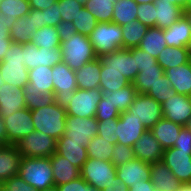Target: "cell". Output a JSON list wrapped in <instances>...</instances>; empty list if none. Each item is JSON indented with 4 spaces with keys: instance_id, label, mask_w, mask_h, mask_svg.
Masks as SVG:
<instances>
[{
    "instance_id": "6da1fadb",
    "label": "cell",
    "mask_w": 191,
    "mask_h": 191,
    "mask_svg": "<svg viewBox=\"0 0 191 191\" xmlns=\"http://www.w3.org/2000/svg\"><path fill=\"white\" fill-rule=\"evenodd\" d=\"M31 114L35 131L44 132L56 140L64 134L67 112L56 102L32 110Z\"/></svg>"
},
{
    "instance_id": "7a4b0ae2",
    "label": "cell",
    "mask_w": 191,
    "mask_h": 191,
    "mask_svg": "<svg viewBox=\"0 0 191 191\" xmlns=\"http://www.w3.org/2000/svg\"><path fill=\"white\" fill-rule=\"evenodd\" d=\"M18 175L36 190L54 186L50 157H22Z\"/></svg>"
},
{
    "instance_id": "3957f363",
    "label": "cell",
    "mask_w": 191,
    "mask_h": 191,
    "mask_svg": "<svg viewBox=\"0 0 191 191\" xmlns=\"http://www.w3.org/2000/svg\"><path fill=\"white\" fill-rule=\"evenodd\" d=\"M62 62L72 70L81 68L87 62L97 58L89 36L76 33L68 40L61 42Z\"/></svg>"
},
{
    "instance_id": "277c9868",
    "label": "cell",
    "mask_w": 191,
    "mask_h": 191,
    "mask_svg": "<svg viewBox=\"0 0 191 191\" xmlns=\"http://www.w3.org/2000/svg\"><path fill=\"white\" fill-rule=\"evenodd\" d=\"M0 75L4 82L24 88L29 83L28 69L24 65L22 44L13 43L0 62Z\"/></svg>"
},
{
    "instance_id": "5b68a950",
    "label": "cell",
    "mask_w": 191,
    "mask_h": 191,
    "mask_svg": "<svg viewBox=\"0 0 191 191\" xmlns=\"http://www.w3.org/2000/svg\"><path fill=\"white\" fill-rule=\"evenodd\" d=\"M122 27L114 22L98 23L89 35L97 57L123 48Z\"/></svg>"
},
{
    "instance_id": "8992f818",
    "label": "cell",
    "mask_w": 191,
    "mask_h": 191,
    "mask_svg": "<svg viewBox=\"0 0 191 191\" xmlns=\"http://www.w3.org/2000/svg\"><path fill=\"white\" fill-rule=\"evenodd\" d=\"M52 78L55 102L66 109L75 90L78 89L75 71L66 63L61 62L52 67Z\"/></svg>"
},
{
    "instance_id": "52a82bcc",
    "label": "cell",
    "mask_w": 191,
    "mask_h": 191,
    "mask_svg": "<svg viewBox=\"0 0 191 191\" xmlns=\"http://www.w3.org/2000/svg\"><path fill=\"white\" fill-rule=\"evenodd\" d=\"M116 171L111 162L93 158H88L80 170L83 180L100 191L110 186L116 177Z\"/></svg>"
},
{
    "instance_id": "ba28073f",
    "label": "cell",
    "mask_w": 191,
    "mask_h": 191,
    "mask_svg": "<svg viewBox=\"0 0 191 191\" xmlns=\"http://www.w3.org/2000/svg\"><path fill=\"white\" fill-rule=\"evenodd\" d=\"M57 140L44 132L33 131L26 135L16 147L22 157H50L56 152Z\"/></svg>"
},
{
    "instance_id": "9c48e42d",
    "label": "cell",
    "mask_w": 191,
    "mask_h": 191,
    "mask_svg": "<svg viewBox=\"0 0 191 191\" xmlns=\"http://www.w3.org/2000/svg\"><path fill=\"white\" fill-rule=\"evenodd\" d=\"M103 97V92L100 88L97 89H77L72 96L67 108V115L78 116L82 118H91L96 115V108Z\"/></svg>"
},
{
    "instance_id": "30bf717a",
    "label": "cell",
    "mask_w": 191,
    "mask_h": 191,
    "mask_svg": "<svg viewBox=\"0 0 191 191\" xmlns=\"http://www.w3.org/2000/svg\"><path fill=\"white\" fill-rule=\"evenodd\" d=\"M127 111L141 120L147 130L163 118L161 103L147 94L138 93Z\"/></svg>"
},
{
    "instance_id": "8fae6325",
    "label": "cell",
    "mask_w": 191,
    "mask_h": 191,
    "mask_svg": "<svg viewBox=\"0 0 191 191\" xmlns=\"http://www.w3.org/2000/svg\"><path fill=\"white\" fill-rule=\"evenodd\" d=\"M98 120L94 117L82 118L66 115L64 136L67 141H75L87 146L91 139L98 134Z\"/></svg>"
},
{
    "instance_id": "7c38bea8",
    "label": "cell",
    "mask_w": 191,
    "mask_h": 191,
    "mask_svg": "<svg viewBox=\"0 0 191 191\" xmlns=\"http://www.w3.org/2000/svg\"><path fill=\"white\" fill-rule=\"evenodd\" d=\"M180 183H191V151L164 149L161 160Z\"/></svg>"
},
{
    "instance_id": "4fadbf2b",
    "label": "cell",
    "mask_w": 191,
    "mask_h": 191,
    "mask_svg": "<svg viewBox=\"0 0 191 191\" xmlns=\"http://www.w3.org/2000/svg\"><path fill=\"white\" fill-rule=\"evenodd\" d=\"M8 142L16 145L26 135L35 131L31 110L23 108L4 118Z\"/></svg>"
},
{
    "instance_id": "5bb4252c",
    "label": "cell",
    "mask_w": 191,
    "mask_h": 191,
    "mask_svg": "<svg viewBox=\"0 0 191 191\" xmlns=\"http://www.w3.org/2000/svg\"><path fill=\"white\" fill-rule=\"evenodd\" d=\"M98 58L104 66L109 69H116L131 83L139 72L138 67H136V58L133 57L130 48H121Z\"/></svg>"
},
{
    "instance_id": "9a60e30c",
    "label": "cell",
    "mask_w": 191,
    "mask_h": 191,
    "mask_svg": "<svg viewBox=\"0 0 191 191\" xmlns=\"http://www.w3.org/2000/svg\"><path fill=\"white\" fill-rule=\"evenodd\" d=\"M146 130L141 120H138L132 113L128 111L122 112L118 117L115 133L118 137L117 143L133 147Z\"/></svg>"
},
{
    "instance_id": "2e32d148",
    "label": "cell",
    "mask_w": 191,
    "mask_h": 191,
    "mask_svg": "<svg viewBox=\"0 0 191 191\" xmlns=\"http://www.w3.org/2000/svg\"><path fill=\"white\" fill-rule=\"evenodd\" d=\"M163 118L185 126L191 117V96L176 94L162 104Z\"/></svg>"
},
{
    "instance_id": "e0dca14e",
    "label": "cell",
    "mask_w": 191,
    "mask_h": 191,
    "mask_svg": "<svg viewBox=\"0 0 191 191\" xmlns=\"http://www.w3.org/2000/svg\"><path fill=\"white\" fill-rule=\"evenodd\" d=\"M163 151L151 130H146L133 145L134 158L149 164L161 161Z\"/></svg>"
},
{
    "instance_id": "ac0fdd59",
    "label": "cell",
    "mask_w": 191,
    "mask_h": 191,
    "mask_svg": "<svg viewBox=\"0 0 191 191\" xmlns=\"http://www.w3.org/2000/svg\"><path fill=\"white\" fill-rule=\"evenodd\" d=\"M116 176L126 187L140 183L142 180H151V164L133 159L126 164L116 167Z\"/></svg>"
},
{
    "instance_id": "d6986e66",
    "label": "cell",
    "mask_w": 191,
    "mask_h": 191,
    "mask_svg": "<svg viewBox=\"0 0 191 191\" xmlns=\"http://www.w3.org/2000/svg\"><path fill=\"white\" fill-rule=\"evenodd\" d=\"M23 108H26L23 88L4 82L0 87V115L5 118Z\"/></svg>"
},
{
    "instance_id": "ffe728a7",
    "label": "cell",
    "mask_w": 191,
    "mask_h": 191,
    "mask_svg": "<svg viewBox=\"0 0 191 191\" xmlns=\"http://www.w3.org/2000/svg\"><path fill=\"white\" fill-rule=\"evenodd\" d=\"M163 31L168 47H188L191 38V22L186 14Z\"/></svg>"
},
{
    "instance_id": "44dd1931",
    "label": "cell",
    "mask_w": 191,
    "mask_h": 191,
    "mask_svg": "<svg viewBox=\"0 0 191 191\" xmlns=\"http://www.w3.org/2000/svg\"><path fill=\"white\" fill-rule=\"evenodd\" d=\"M22 156L14 144L0 146V184L19 174Z\"/></svg>"
},
{
    "instance_id": "7402d4cb",
    "label": "cell",
    "mask_w": 191,
    "mask_h": 191,
    "mask_svg": "<svg viewBox=\"0 0 191 191\" xmlns=\"http://www.w3.org/2000/svg\"><path fill=\"white\" fill-rule=\"evenodd\" d=\"M56 153L80 170L88 159L86 147L75 141H67L64 135L57 140Z\"/></svg>"
},
{
    "instance_id": "603a6c76",
    "label": "cell",
    "mask_w": 191,
    "mask_h": 191,
    "mask_svg": "<svg viewBox=\"0 0 191 191\" xmlns=\"http://www.w3.org/2000/svg\"><path fill=\"white\" fill-rule=\"evenodd\" d=\"M164 73L177 94L191 96V60L183 65L166 69Z\"/></svg>"
},
{
    "instance_id": "cb8c5ba5",
    "label": "cell",
    "mask_w": 191,
    "mask_h": 191,
    "mask_svg": "<svg viewBox=\"0 0 191 191\" xmlns=\"http://www.w3.org/2000/svg\"><path fill=\"white\" fill-rule=\"evenodd\" d=\"M50 162L53 170L54 186L68 183L81 176L80 169L56 152L50 156Z\"/></svg>"
},
{
    "instance_id": "d4e9b609",
    "label": "cell",
    "mask_w": 191,
    "mask_h": 191,
    "mask_svg": "<svg viewBox=\"0 0 191 191\" xmlns=\"http://www.w3.org/2000/svg\"><path fill=\"white\" fill-rule=\"evenodd\" d=\"M100 71L101 61L98 57L75 70L77 87L84 90L99 88Z\"/></svg>"
},
{
    "instance_id": "484cf974",
    "label": "cell",
    "mask_w": 191,
    "mask_h": 191,
    "mask_svg": "<svg viewBox=\"0 0 191 191\" xmlns=\"http://www.w3.org/2000/svg\"><path fill=\"white\" fill-rule=\"evenodd\" d=\"M151 182L157 191H176L181 185L162 161L151 164Z\"/></svg>"
},
{
    "instance_id": "4316f807",
    "label": "cell",
    "mask_w": 191,
    "mask_h": 191,
    "mask_svg": "<svg viewBox=\"0 0 191 191\" xmlns=\"http://www.w3.org/2000/svg\"><path fill=\"white\" fill-rule=\"evenodd\" d=\"M183 126L162 118L150 130L163 149L171 148Z\"/></svg>"
},
{
    "instance_id": "83f0119b",
    "label": "cell",
    "mask_w": 191,
    "mask_h": 191,
    "mask_svg": "<svg viewBox=\"0 0 191 191\" xmlns=\"http://www.w3.org/2000/svg\"><path fill=\"white\" fill-rule=\"evenodd\" d=\"M156 27L165 29L170 27L184 15V9L167 0H156Z\"/></svg>"
},
{
    "instance_id": "f1b7e54d",
    "label": "cell",
    "mask_w": 191,
    "mask_h": 191,
    "mask_svg": "<svg viewBox=\"0 0 191 191\" xmlns=\"http://www.w3.org/2000/svg\"><path fill=\"white\" fill-rule=\"evenodd\" d=\"M34 9L19 19L10 29V37L13 43L26 44L29 43L32 35L37 31L38 28L35 27L34 22Z\"/></svg>"
},
{
    "instance_id": "f546056e",
    "label": "cell",
    "mask_w": 191,
    "mask_h": 191,
    "mask_svg": "<svg viewBox=\"0 0 191 191\" xmlns=\"http://www.w3.org/2000/svg\"><path fill=\"white\" fill-rule=\"evenodd\" d=\"M167 47L163 29L159 27H148L146 34L141 40L140 48L157 59L158 55Z\"/></svg>"
},
{
    "instance_id": "4dcf8cb0",
    "label": "cell",
    "mask_w": 191,
    "mask_h": 191,
    "mask_svg": "<svg viewBox=\"0 0 191 191\" xmlns=\"http://www.w3.org/2000/svg\"><path fill=\"white\" fill-rule=\"evenodd\" d=\"M191 60V53L188 47H166L157 57V63L166 69L180 66Z\"/></svg>"
},
{
    "instance_id": "1f68e13d",
    "label": "cell",
    "mask_w": 191,
    "mask_h": 191,
    "mask_svg": "<svg viewBox=\"0 0 191 191\" xmlns=\"http://www.w3.org/2000/svg\"><path fill=\"white\" fill-rule=\"evenodd\" d=\"M163 74V68L156 63L152 67L142 68L132 83L135 86L137 93L146 94L152 86L160 81V77Z\"/></svg>"
},
{
    "instance_id": "d6a6232c",
    "label": "cell",
    "mask_w": 191,
    "mask_h": 191,
    "mask_svg": "<svg viewBox=\"0 0 191 191\" xmlns=\"http://www.w3.org/2000/svg\"><path fill=\"white\" fill-rule=\"evenodd\" d=\"M29 83L34 91H41L42 93L53 92V78L52 67L37 66L28 70Z\"/></svg>"
},
{
    "instance_id": "836d02e7",
    "label": "cell",
    "mask_w": 191,
    "mask_h": 191,
    "mask_svg": "<svg viewBox=\"0 0 191 191\" xmlns=\"http://www.w3.org/2000/svg\"><path fill=\"white\" fill-rule=\"evenodd\" d=\"M131 82L116 69H109L101 63L100 86L103 93L121 89Z\"/></svg>"
},
{
    "instance_id": "e575fe53",
    "label": "cell",
    "mask_w": 191,
    "mask_h": 191,
    "mask_svg": "<svg viewBox=\"0 0 191 191\" xmlns=\"http://www.w3.org/2000/svg\"><path fill=\"white\" fill-rule=\"evenodd\" d=\"M138 4L134 0H116L114 2V11L112 22L119 26L129 24L137 20Z\"/></svg>"
},
{
    "instance_id": "d590c367",
    "label": "cell",
    "mask_w": 191,
    "mask_h": 191,
    "mask_svg": "<svg viewBox=\"0 0 191 191\" xmlns=\"http://www.w3.org/2000/svg\"><path fill=\"white\" fill-rule=\"evenodd\" d=\"M105 94L109 97L110 102L117 108L119 113H122L127 111L138 93L133 83H130L121 89L113 90Z\"/></svg>"
},
{
    "instance_id": "8d00e7d4",
    "label": "cell",
    "mask_w": 191,
    "mask_h": 191,
    "mask_svg": "<svg viewBox=\"0 0 191 191\" xmlns=\"http://www.w3.org/2000/svg\"><path fill=\"white\" fill-rule=\"evenodd\" d=\"M121 27L123 32V48L127 49L138 47L148 29V27L139 20L131 21L129 24Z\"/></svg>"
},
{
    "instance_id": "74e56055",
    "label": "cell",
    "mask_w": 191,
    "mask_h": 191,
    "mask_svg": "<svg viewBox=\"0 0 191 191\" xmlns=\"http://www.w3.org/2000/svg\"><path fill=\"white\" fill-rule=\"evenodd\" d=\"M116 0H88L84 7L96 18L98 23L112 22Z\"/></svg>"
},
{
    "instance_id": "f35d334b",
    "label": "cell",
    "mask_w": 191,
    "mask_h": 191,
    "mask_svg": "<svg viewBox=\"0 0 191 191\" xmlns=\"http://www.w3.org/2000/svg\"><path fill=\"white\" fill-rule=\"evenodd\" d=\"M115 145L96 135L86 146L88 158L110 162Z\"/></svg>"
},
{
    "instance_id": "ab89813d",
    "label": "cell",
    "mask_w": 191,
    "mask_h": 191,
    "mask_svg": "<svg viewBox=\"0 0 191 191\" xmlns=\"http://www.w3.org/2000/svg\"><path fill=\"white\" fill-rule=\"evenodd\" d=\"M23 92L26 108L31 111L55 103V94L53 92L34 91L30 84L23 88Z\"/></svg>"
},
{
    "instance_id": "60d3db41",
    "label": "cell",
    "mask_w": 191,
    "mask_h": 191,
    "mask_svg": "<svg viewBox=\"0 0 191 191\" xmlns=\"http://www.w3.org/2000/svg\"><path fill=\"white\" fill-rule=\"evenodd\" d=\"M30 43L38 48L43 47L48 49L61 46L57 28L50 26H43L42 28L37 29L32 35Z\"/></svg>"
},
{
    "instance_id": "b9f144b4",
    "label": "cell",
    "mask_w": 191,
    "mask_h": 191,
    "mask_svg": "<svg viewBox=\"0 0 191 191\" xmlns=\"http://www.w3.org/2000/svg\"><path fill=\"white\" fill-rule=\"evenodd\" d=\"M58 3H54L50 8L44 10H34V22L36 28L43 26L57 27L61 22Z\"/></svg>"
},
{
    "instance_id": "7bdbcfd3",
    "label": "cell",
    "mask_w": 191,
    "mask_h": 191,
    "mask_svg": "<svg viewBox=\"0 0 191 191\" xmlns=\"http://www.w3.org/2000/svg\"><path fill=\"white\" fill-rule=\"evenodd\" d=\"M28 0H1L0 13L8 19H19L30 12Z\"/></svg>"
},
{
    "instance_id": "ee69618b",
    "label": "cell",
    "mask_w": 191,
    "mask_h": 191,
    "mask_svg": "<svg viewBox=\"0 0 191 191\" xmlns=\"http://www.w3.org/2000/svg\"><path fill=\"white\" fill-rule=\"evenodd\" d=\"M146 94L162 104L170 97L176 95L177 92L171 87L170 82L164 73L160 77V81H158L154 86H152Z\"/></svg>"
},
{
    "instance_id": "f6af8a7d",
    "label": "cell",
    "mask_w": 191,
    "mask_h": 191,
    "mask_svg": "<svg viewBox=\"0 0 191 191\" xmlns=\"http://www.w3.org/2000/svg\"><path fill=\"white\" fill-rule=\"evenodd\" d=\"M72 23L75 26L77 33L89 36L95 29L98 21L85 7H83Z\"/></svg>"
},
{
    "instance_id": "bcb514c9",
    "label": "cell",
    "mask_w": 191,
    "mask_h": 191,
    "mask_svg": "<svg viewBox=\"0 0 191 191\" xmlns=\"http://www.w3.org/2000/svg\"><path fill=\"white\" fill-rule=\"evenodd\" d=\"M62 62V53L60 47L38 48V66L54 67Z\"/></svg>"
},
{
    "instance_id": "7dc6e473",
    "label": "cell",
    "mask_w": 191,
    "mask_h": 191,
    "mask_svg": "<svg viewBox=\"0 0 191 191\" xmlns=\"http://www.w3.org/2000/svg\"><path fill=\"white\" fill-rule=\"evenodd\" d=\"M57 3L64 22H72L84 7L76 0H57Z\"/></svg>"
},
{
    "instance_id": "c3c4849f",
    "label": "cell",
    "mask_w": 191,
    "mask_h": 191,
    "mask_svg": "<svg viewBox=\"0 0 191 191\" xmlns=\"http://www.w3.org/2000/svg\"><path fill=\"white\" fill-rule=\"evenodd\" d=\"M120 116L119 111L113 104L110 102L109 97L103 93V97L99 101L96 108L95 118L98 121L107 120L111 118H118Z\"/></svg>"
},
{
    "instance_id": "681fc988",
    "label": "cell",
    "mask_w": 191,
    "mask_h": 191,
    "mask_svg": "<svg viewBox=\"0 0 191 191\" xmlns=\"http://www.w3.org/2000/svg\"><path fill=\"white\" fill-rule=\"evenodd\" d=\"M117 122L118 118L98 121L97 135L115 145L118 141V137L115 135Z\"/></svg>"
},
{
    "instance_id": "f907efd6",
    "label": "cell",
    "mask_w": 191,
    "mask_h": 191,
    "mask_svg": "<svg viewBox=\"0 0 191 191\" xmlns=\"http://www.w3.org/2000/svg\"><path fill=\"white\" fill-rule=\"evenodd\" d=\"M134 159L133 147L116 143L110 162L118 167Z\"/></svg>"
},
{
    "instance_id": "816d5d0a",
    "label": "cell",
    "mask_w": 191,
    "mask_h": 191,
    "mask_svg": "<svg viewBox=\"0 0 191 191\" xmlns=\"http://www.w3.org/2000/svg\"><path fill=\"white\" fill-rule=\"evenodd\" d=\"M156 12L155 3L139 4L137 20L147 27H156Z\"/></svg>"
},
{
    "instance_id": "f5cc1de1",
    "label": "cell",
    "mask_w": 191,
    "mask_h": 191,
    "mask_svg": "<svg viewBox=\"0 0 191 191\" xmlns=\"http://www.w3.org/2000/svg\"><path fill=\"white\" fill-rule=\"evenodd\" d=\"M24 65L28 70L38 66V47L32 43L22 44Z\"/></svg>"
},
{
    "instance_id": "db71d44e",
    "label": "cell",
    "mask_w": 191,
    "mask_h": 191,
    "mask_svg": "<svg viewBox=\"0 0 191 191\" xmlns=\"http://www.w3.org/2000/svg\"><path fill=\"white\" fill-rule=\"evenodd\" d=\"M130 52L133 57L136 58V67H138L139 71L142 68L152 67L157 63V59L152 57L149 53L142 51L138 47L130 48Z\"/></svg>"
},
{
    "instance_id": "11a10c76",
    "label": "cell",
    "mask_w": 191,
    "mask_h": 191,
    "mask_svg": "<svg viewBox=\"0 0 191 191\" xmlns=\"http://www.w3.org/2000/svg\"><path fill=\"white\" fill-rule=\"evenodd\" d=\"M57 189L58 191H100L96 187L89 185L81 176L68 183L57 186Z\"/></svg>"
},
{
    "instance_id": "9f6ffc18",
    "label": "cell",
    "mask_w": 191,
    "mask_h": 191,
    "mask_svg": "<svg viewBox=\"0 0 191 191\" xmlns=\"http://www.w3.org/2000/svg\"><path fill=\"white\" fill-rule=\"evenodd\" d=\"M2 186L8 191H39L26 183L19 175L7 179Z\"/></svg>"
},
{
    "instance_id": "6f0895ef",
    "label": "cell",
    "mask_w": 191,
    "mask_h": 191,
    "mask_svg": "<svg viewBox=\"0 0 191 191\" xmlns=\"http://www.w3.org/2000/svg\"><path fill=\"white\" fill-rule=\"evenodd\" d=\"M173 147L184 151H191V131L185 126L181 128L180 134L177 136Z\"/></svg>"
},
{
    "instance_id": "680465c9",
    "label": "cell",
    "mask_w": 191,
    "mask_h": 191,
    "mask_svg": "<svg viewBox=\"0 0 191 191\" xmlns=\"http://www.w3.org/2000/svg\"><path fill=\"white\" fill-rule=\"evenodd\" d=\"M56 28L61 42L68 40L77 33V30L72 22L62 21Z\"/></svg>"
},
{
    "instance_id": "91938a15",
    "label": "cell",
    "mask_w": 191,
    "mask_h": 191,
    "mask_svg": "<svg viewBox=\"0 0 191 191\" xmlns=\"http://www.w3.org/2000/svg\"><path fill=\"white\" fill-rule=\"evenodd\" d=\"M17 19H8L0 13V40H12L10 29L16 23Z\"/></svg>"
},
{
    "instance_id": "94428289",
    "label": "cell",
    "mask_w": 191,
    "mask_h": 191,
    "mask_svg": "<svg viewBox=\"0 0 191 191\" xmlns=\"http://www.w3.org/2000/svg\"><path fill=\"white\" fill-rule=\"evenodd\" d=\"M30 8L34 10H44L50 8L57 0H28Z\"/></svg>"
},
{
    "instance_id": "6125c7cd",
    "label": "cell",
    "mask_w": 191,
    "mask_h": 191,
    "mask_svg": "<svg viewBox=\"0 0 191 191\" xmlns=\"http://www.w3.org/2000/svg\"><path fill=\"white\" fill-rule=\"evenodd\" d=\"M129 191H156L151 180H142L129 188Z\"/></svg>"
},
{
    "instance_id": "be15d7a7",
    "label": "cell",
    "mask_w": 191,
    "mask_h": 191,
    "mask_svg": "<svg viewBox=\"0 0 191 191\" xmlns=\"http://www.w3.org/2000/svg\"><path fill=\"white\" fill-rule=\"evenodd\" d=\"M102 191H129V188L116 176L110 186Z\"/></svg>"
},
{
    "instance_id": "e7e4bbea",
    "label": "cell",
    "mask_w": 191,
    "mask_h": 191,
    "mask_svg": "<svg viewBox=\"0 0 191 191\" xmlns=\"http://www.w3.org/2000/svg\"><path fill=\"white\" fill-rule=\"evenodd\" d=\"M4 118L0 115V146L9 145Z\"/></svg>"
},
{
    "instance_id": "03108f58",
    "label": "cell",
    "mask_w": 191,
    "mask_h": 191,
    "mask_svg": "<svg viewBox=\"0 0 191 191\" xmlns=\"http://www.w3.org/2000/svg\"><path fill=\"white\" fill-rule=\"evenodd\" d=\"M13 44L12 40H0V62H2L9 47Z\"/></svg>"
},
{
    "instance_id": "003e7915",
    "label": "cell",
    "mask_w": 191,
    "mask_h": 191,
    "mask_svg": "<svg viewBox=\"0 0 191 191\" xmlns=\"http://www.w3.org/2000/svg\"><path fill=\"white\" fill-rule=\"evenodd\" d=\"M167 1L171 2L174 5L180 6L183 9L185 8L188 2V0H167Z\"/></svg>"
},
{
    "instance_id": "a7ac6f4b",
    "label": "cell",
    "mask_w": 191,
    "mask_h": 191,
    "mask_svg": "<svg viewBox=\"0 0 191 191\" xmlns=\"http://www.w3.org/2000/svg\"><path fill=\"white\" fill-rule=\"evenodd\" d=\"M176 191H191V183H181Z\"/></svg>"
},
{
    "instance_id": "89a4df30",
    "label": "cell",
    "mask_w": 191,
    "mask_h": 191,
    "mask_svg": "<svg viewBox=\"0 0 191 191\" xmlns=\"http://www.w3.org/2000/svg\"><path fill=\"white\" fill-rule=\"evenodd\" d=\"M134 1L139 5V4L154 3L156 0H134Z\"/></svg>"
},
{
    "instance_id": "2644e50d",
    "label": "cell",
    "mask_w": 191,
    "mask_h": 191,
    "mask_svg": "<svg viewBox=\"0 0 191 191\" xmlns=\"http://www.w3.org/2000/svg\"><path fill=\"white\" fill-rule=\"evenodd\" d=\"M184 14H186V16L189 18V20L191 22V12H184ZM188 49L190 50V53H191V38H190V42L188 45Z\"/></svg>"
},
{
    "instance_id": "8c879c8a",
    "label": "cell",
    "mask_w": 191,
    "mask_h": 191,
    "mask_svg": "<svg viewBox=\"0 0 191 191\" xmlns=\"http://www.w3.org/2000/svg\"><path fill=\"white\" fill-rule=\"evenodd\" d=\"M184 12H191V0H188L187 5L184 8Z\"/></svg>"
},
{
    "instance_id": "753ad0ef",
    "label": "cell",
    "mask_w": 191,
    "mask_h": 191,
    "mask_svg": "<svg viewBox=\"0 0 191 191\" xmlns=\"http://www.w3.org/2000/svg\"><path fill=\"white\" fill-rule=\"evenodd\" d=\"M39 191H58L57 186H52L50 188L42 189Z\"/></svg>"
},
{
    "instance_id": "34e18365",
    "label": "cell",
    "mask_w": 191,
    "mask_h": 191,
    "mask_svg": "<svg viewBox=\"0 0 191 191\" xmlns=\"http://www.w3.org/2000/svg\"><path fill=\"white\" fill-rule=\"evenodd\" d=\"M185 127H186L189 131H191V117H190L189 120L187 121Z\"/></svg>"
},
{
    "instance_id": "11e5206c",
    "label": "cell",
    "mask_w": 191,
    "mask_h": 191,
    "mask_svg": "<svg viewBox=\"0 0 191 191\" xmlns=\"http://www.w3.org/2000/svg\"><path fill=\"white\" fill-rule=\"evenodd\" d=\"M76 1L84 6L88 0H76Z\"/></svg>"
},
{
    "instance_id": "2a66077c",
    "label": "cell",
    "mask_w": 191,
    "mask_h": 191,
    "mask_svg": "<svg viewBox=\"0 0 191 191\" xmlns=\"http://www.w3.org/2000/svg\"><path fill=\"white\" fill-rule=\"evenodd\" d=\"M2 84H4V80L2 79V77L0 75V87L2 86Z\"/></svg>"
},
{
    "instance_id": "b9fcfbb0",
    "label": "cell",
    "mask_w": 191,
    "mask_h": 191,
    "mask_svg": "<svg viewBox=\"0 0 191 191\" xmlns=\"http://www.w3.org/2000/svg\"><path fill=\"white\" fill-rule=\"evenodd\" d=\"M0 191H8L7 189H5L2 185L0 186Z\"/></svg>"
}]
</instances>
